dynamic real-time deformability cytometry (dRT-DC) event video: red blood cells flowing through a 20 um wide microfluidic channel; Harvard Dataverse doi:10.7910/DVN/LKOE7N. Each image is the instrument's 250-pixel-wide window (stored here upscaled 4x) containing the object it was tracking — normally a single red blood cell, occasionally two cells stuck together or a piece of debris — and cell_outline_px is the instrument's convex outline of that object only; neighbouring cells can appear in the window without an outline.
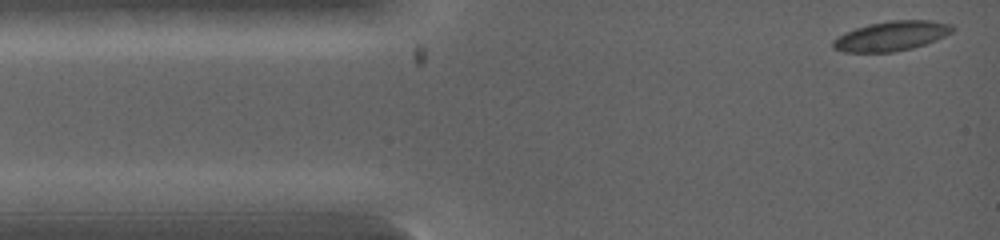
{"species": "common noctule bat (a hibernating species)", "species_latin": "Nyctalus noctula", "temperature_condition": "warm", "stored_images_in_passage": 7, "camera_frame_rate_fps": 5000, "um_per_image_px": 0.085, "animal": {"sex": "female", "body_mass_g": 19.0, "forearm_length_mm": 53.3}, "frame": {"image": 1, "passage_image": 1, "time_ms": 0.0, "image_size_px": [1000, 240], "cell_outline_px": [[956, 28], [952, 32], [936, 40], [912, 48], [892, 52], [844, 52], [832, 48], [832, 40], [844, 32], [868, 24], [888, 20], [932, 20], [952, 24]], "centroid_in_image_um": [75.76, 3.05], "position_along_channel_um": 9.2, "area_um2": 20.81}}
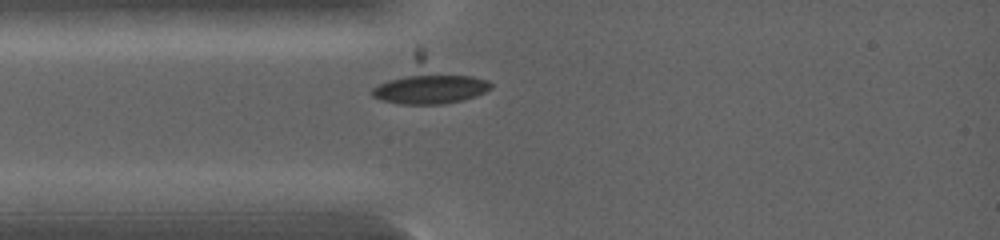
{"frame": {"image": 2, "passage_image": 5, "time_ms": 1.8, "image_size_px": [1000, 240], "cell_outline_px": [[492, 88], [476, 96], [444, 104], [400, 104], [380, 100], [372, 96], [372, 88], [420, 52], [424, 52], [488, 80], [492, 84]], "centroid_in_image_um": [36.51, 7.05], "position_along_channel_um": 48.5, "area_um2": 28.55}}
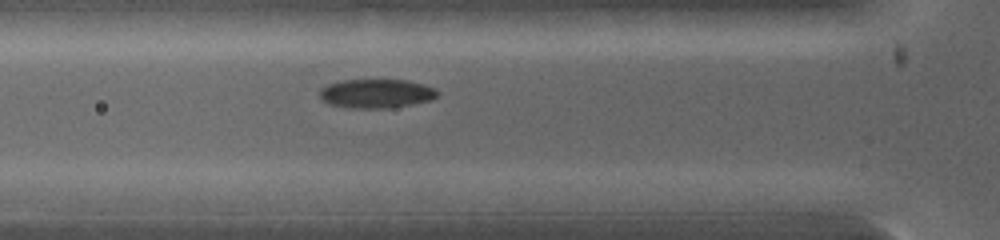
{"frame": {"image": 3, "passage_image": 7, "time_ms": 2.6, "image_size_px": [1000, 240], "cell_outline_px": [[440, 92], [432, 100], [412, 104], [388, 108], [348, 108], [328, 104], [320, 96], [320, 88], [328, 84], [344, 80], [408, 80], [432, 88]], "centroid_in_image_um": [31.96, 7.96], "position_along_channel_um": 93.8, "area_um2": 19.77}}